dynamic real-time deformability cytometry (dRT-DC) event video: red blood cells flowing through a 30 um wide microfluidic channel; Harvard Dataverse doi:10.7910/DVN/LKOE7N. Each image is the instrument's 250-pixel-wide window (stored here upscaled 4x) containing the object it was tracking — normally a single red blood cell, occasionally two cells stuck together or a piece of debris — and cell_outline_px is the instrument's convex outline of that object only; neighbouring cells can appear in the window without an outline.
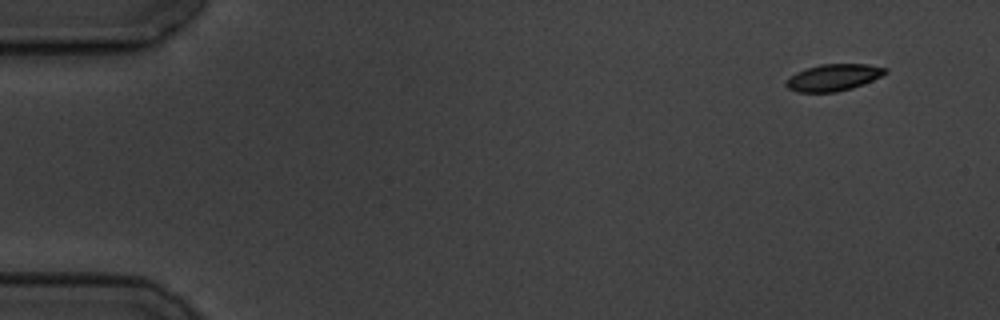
{"species": "common noctule bat (a hibernating species)", "species_latin": "Nyctalus noctula", "temperature_condition": "cold", "stored_images_in_passage": 8, "camera_frame_rate_fps": 3000, "um_per_image_px": 0.085, "animal": {"sex": "male", "body_mass_g": 19.5, "forearm_length_mm": 54.6}, "frame": {"image": 1, "passage_image": 1, "time_ms": 0.0, "image_size_px": [1000, 320], "cell_outline_px": [[888, 72], [864, 84], [852, 88], [836, 92], [796, 92], [788, 88], [784, 84], [788, 76], [796, 72], [820, 64], [868, 64], [888, 68]], "centroid_in_image_um": [70.82, 6.58], "position_along_channel_um": 14.2, "area_um2": 15.55}}
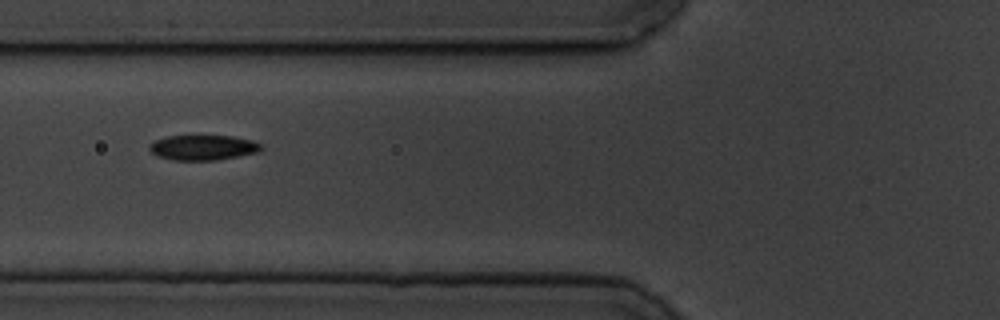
{"frame": {"image": 2, "passage_image": 6, "time_ms": 6.0, "image_size_px": [1000, 320], "cell_outline_px": [[264, 148], [260, 152], [216, 160], [172, 160], [156, 156], [148, 148], [156, 140], [168, 136], [232, 136], [252, 140], [260, 144]], "centroid_in_image_um": [17.29, 12.55], "position_along_channel_um": 108.5, "area_um2": 16.3}}
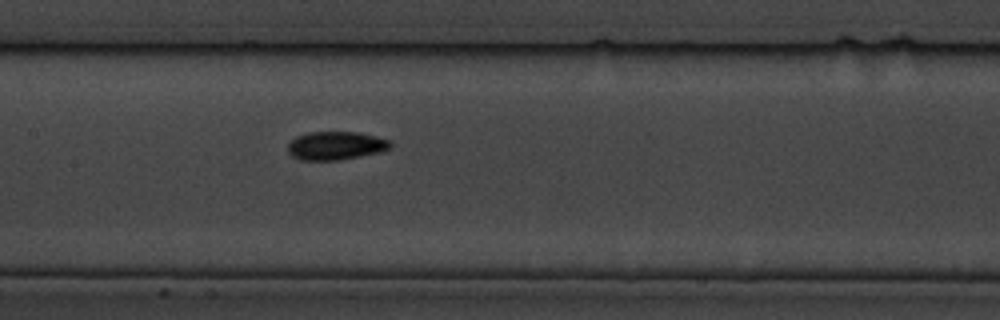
{"frame": {"image": 3, "passage_image": 8, "time_ms": 8.0, "image_size_px": [1000, 320], "cell_outline_px": [[392, 148], [380, 152], [340, 160], [300, 160], [292, 156], [288, 152], [288, 144], [296, 136], [308, 132], [356, 132], [376, 136], [388, 140], [392, 144]], "centroid_in_image_um": [28.54, 12.38], "position_along_channel_um": 178.9, "area_um2": 16.99}}